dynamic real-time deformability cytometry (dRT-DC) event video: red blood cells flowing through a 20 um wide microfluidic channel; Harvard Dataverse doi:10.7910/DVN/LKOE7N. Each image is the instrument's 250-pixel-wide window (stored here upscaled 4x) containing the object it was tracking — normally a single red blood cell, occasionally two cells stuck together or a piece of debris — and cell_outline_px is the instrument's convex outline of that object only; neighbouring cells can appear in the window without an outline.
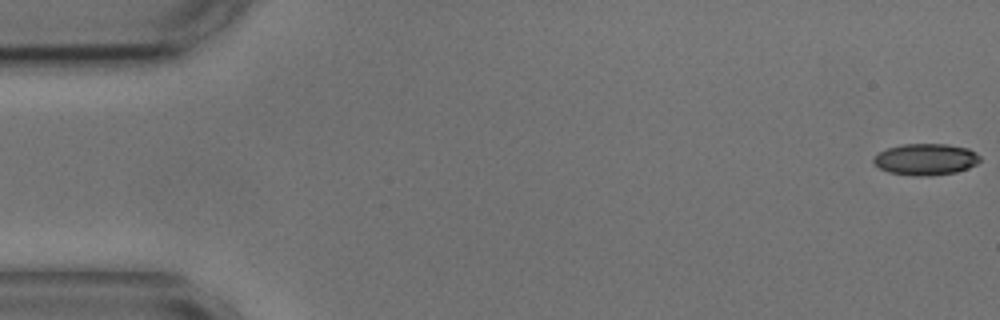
{"species": "common noctule bat (a hibernating species)", "species_latin": "Nyctalus noctula", "temperature_condition": "cold", "stored_images_in_passage": 3, "camera_frame_rate_fps": 3000, "um_per_image_px": 0.085, "animal": {"sex": "male", "body_mass_g": 17.9, "forearm_length_mm": 54.2}, "frame": {"image": 1, "passage_image": 1, "time_ms": 0.0, "image_size_px": [1000, 320], "cell_outline_px": [[980, 160], [976, 164], [968, 168], [956, 172], [932, 176], [916, 176], [888, 172], [880, 168], [872, 160], [880, 152], [888, 148], [900, 144], [948, 144], [968, 148], [976, 152], [980, 156]], "centroid_in_image_um": [78.71, 13.54], "position_along_channel_um": 6.3, "area_um2": 19.54}}